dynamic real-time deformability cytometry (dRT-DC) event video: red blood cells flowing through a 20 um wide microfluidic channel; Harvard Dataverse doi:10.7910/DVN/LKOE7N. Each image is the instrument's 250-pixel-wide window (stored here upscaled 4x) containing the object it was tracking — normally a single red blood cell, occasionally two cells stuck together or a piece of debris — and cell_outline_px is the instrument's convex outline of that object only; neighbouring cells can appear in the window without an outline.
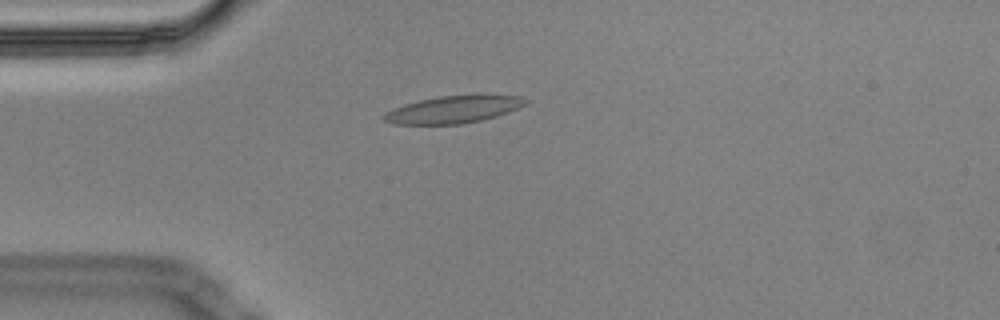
{"species": "Egyptian fruit bat (a non-hibernating species)", "species_latin": "Rousettus aegyptiacus", "temperature_condition": "cold", "stored_images_in_passage": 11, "camera_frame_rate_fps": 3000, "um_per_image_px": 0.085, "animal": {"sex": "male"}, "frame": {"image": 1, "passage_image": 4, "time_ms": 1.0, "image_size_px": [1000, 320], "cell_outline_px": [[528, 100], [524, 104], [508, 112], [496, 116], [480, 120], [460, 124], [392, 124], [384, 120], [380, 116], [384, 112], [392, 108], [404, 104], [420, 100], [440, 96], [520, 96]], "centroid_in_image_um": [38.42, 9.33], "position_along_channel_um": 46.6, "area_um2": 22.02}}
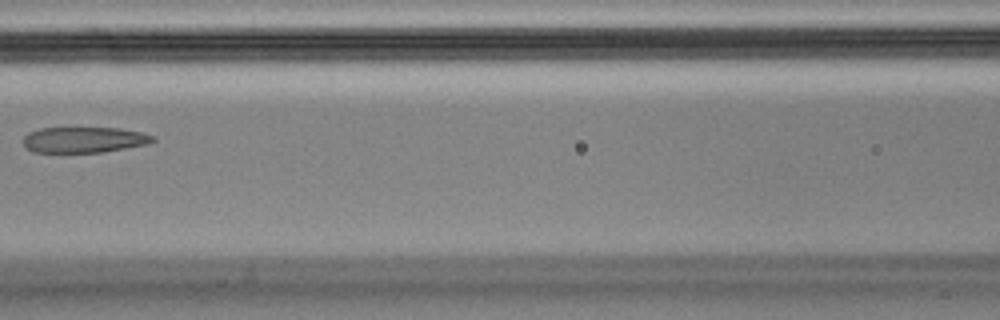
{"frame": {"image": 2, "passage_image": 7, "time_ms": 2.0, "image_size_px": [1000, 320], "cell_outline_px": [[156, 140], [148, 144], [100, 152], [32, 152], [24, 148], [24, 136], [28, 132], [40, 128], [120, 128], [140, 132], [156, 136]], "centroid_in_image_um": [7.13, 11.88], "position_along_channel_um": 159.5, "area_um2": 19.48}}
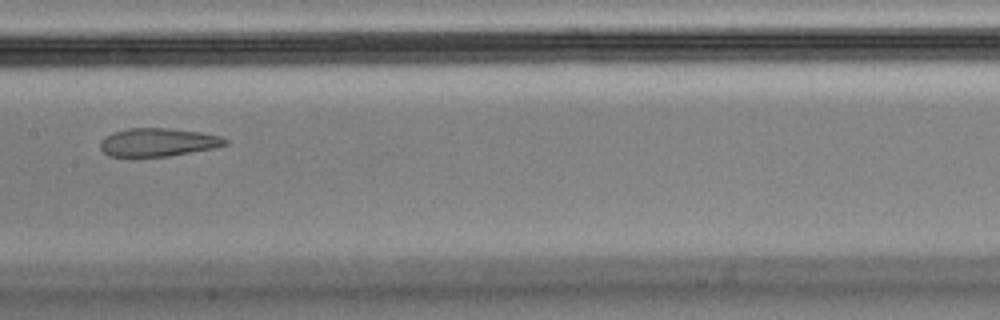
{"frame": {"image": 3, "passage_image": 8, "time_ms": 2.333, "image_size_px": [1000, 320], "cell_outline_px": [[228, 144], [216, 148], [168, 156], [108, 156], [100, 148], [100, 140], [104, 136], [112, 132], [128, 128], [172, 128], [200, 132], [220, 136], [228, 140]], "centroid_in_image_um": [13.43, 12.08], "position_along_channel_um": 194.0, "area_um2": 20.69}}